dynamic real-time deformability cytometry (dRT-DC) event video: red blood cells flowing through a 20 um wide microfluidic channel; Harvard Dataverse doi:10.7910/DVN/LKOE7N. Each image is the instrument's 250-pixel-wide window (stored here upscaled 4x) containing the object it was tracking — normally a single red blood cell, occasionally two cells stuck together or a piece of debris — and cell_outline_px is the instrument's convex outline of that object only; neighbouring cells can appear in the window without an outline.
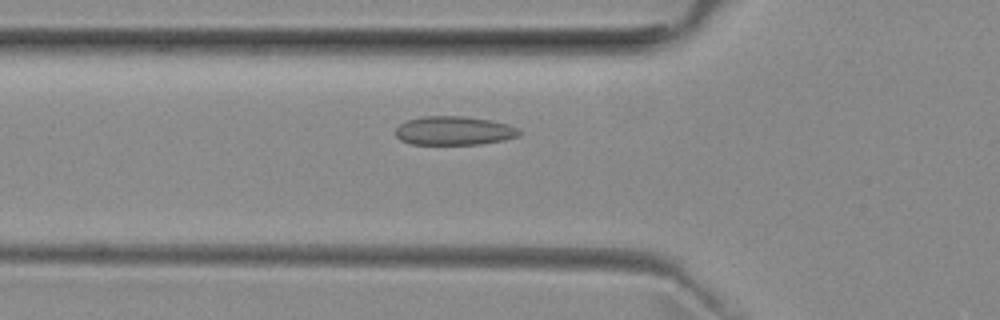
{"species": "common noctule bat (a hibernating species)", "species_latin": "Nyctalus noctula", "temperature_condition": "room temperature", "stored_images_in_passage": 38, "camera_frame_rate_fps": 3000, "um_per_image_px": 0.085, "animal": {"sex": "female", "body_mass_g": 29.2, "forearm_length_mm": 56.3}, "frame": {"image": 1, "passage_image": 4, "time_ms": 1.0, "image_size_px": [1000, 320], "cell_outline_px": [[520, 136], [504, 140], [480, 144], [412, 144], [400, 140], [396, 136], [396, 128], [400, 124], [408, 120], [424, 116], [464, 116], [492, 120], [508, 124], [520, 128]], "centroid_in_image_um": [38.63, 11.11], "position_along_channel_um": 87.2, "area_um2": 20.87}}
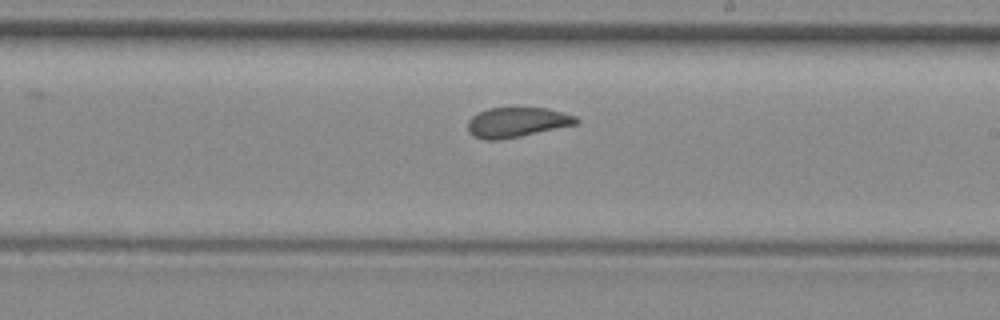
{"frame": {"image": 2, "passage_image": 16, "time_ms": 5.0, "image_size_px": [1000, 320], "cell_outline_px": [[580, 124], [500, 140], [484, 140], [472, 136], [468, 132], [468, 120], [472, 116], [488, 108], [548, 108], [576, 116], [580, 120]], "centroid_in_image_um": [43.96, 10.4], "position_along_channel_um": 245.0, "area_um2": 19.07}}
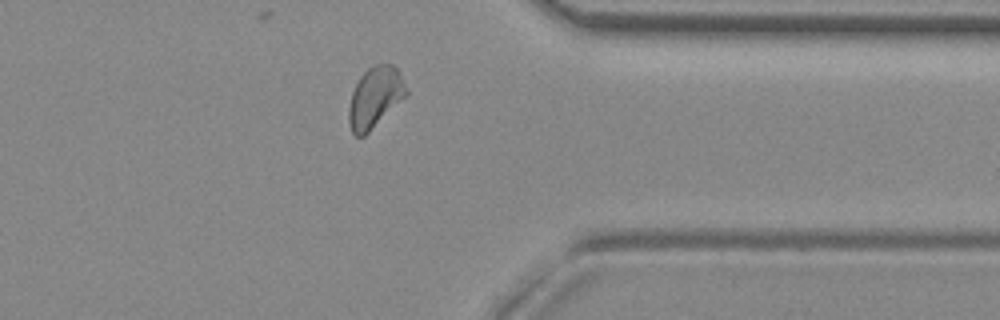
{"frame": {"image": 3, "passage_image": 27, "time_ms": 8.667, "image_size_px": [1000, 320], "cell_outline_px": [[408, 92], [364, 136], [356, 136], [352, 132], [348, 124], [348, 108], [352, 92], [360, 76], [368, 68], [376, 64], [392, 64], [396, 68]], "centroid_in_image_um": [31.82, 8.27], "position_along_channel_um": 379.6, "area_um2": 19.71}, "authors_computed_cell_mechanics": {"area_um2": 19.652, "velocity_mm_per_s": 3.9355, "shape_relaxation_time_tau1_ms": 9.0803, "shape_relaxation_time_tau2_ms": 1.3349, "deformation_change_tau1": 0.1443, "deformation_change_tau2": 0.058}}